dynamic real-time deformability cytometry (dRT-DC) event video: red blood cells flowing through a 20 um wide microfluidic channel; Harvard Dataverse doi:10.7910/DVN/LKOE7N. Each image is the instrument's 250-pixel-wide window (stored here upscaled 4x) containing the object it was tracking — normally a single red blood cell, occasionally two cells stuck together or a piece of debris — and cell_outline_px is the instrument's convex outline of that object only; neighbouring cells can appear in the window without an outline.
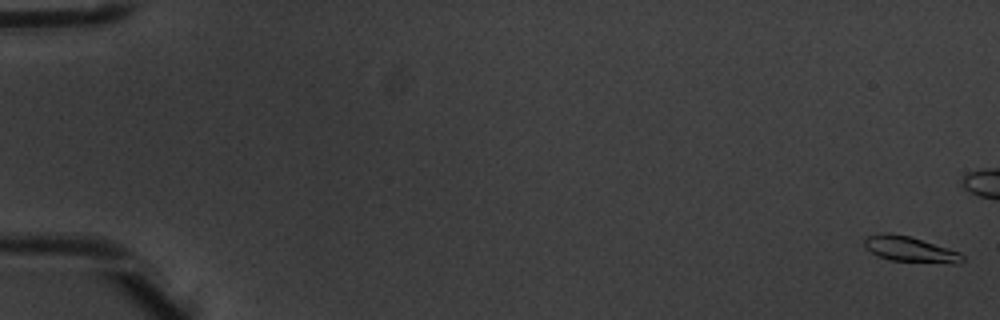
{"species": "common noctule bat (a hibernating species)", "species_latin": "Nyctalus noctula", "temperature_condition": "warm", "stored_images_in_passage": 6, "camera_frame_rate_fps": 3000, "um_per_image_px": 0.085, "animal": {"sex": "male", "body_mass_g": 20.1, "forearm_length_mm": 53.5}, "frame": {"image": 1, "passage_image": 6, "time_ms": 1.667, "image_size_px": [1000, 320], "cell_outline_px": [[964, 260], [960, 264], [952, 264], [888, 260], [864, 248], [864, 240], [868, 236], [888, 232], [908, 236], [948, 248], [960, 252], [964, 256]], "centroid_in_image_um": [77.4, 21.21], "position_along_channel_um": 7.6, "area_um2": 14.57}}